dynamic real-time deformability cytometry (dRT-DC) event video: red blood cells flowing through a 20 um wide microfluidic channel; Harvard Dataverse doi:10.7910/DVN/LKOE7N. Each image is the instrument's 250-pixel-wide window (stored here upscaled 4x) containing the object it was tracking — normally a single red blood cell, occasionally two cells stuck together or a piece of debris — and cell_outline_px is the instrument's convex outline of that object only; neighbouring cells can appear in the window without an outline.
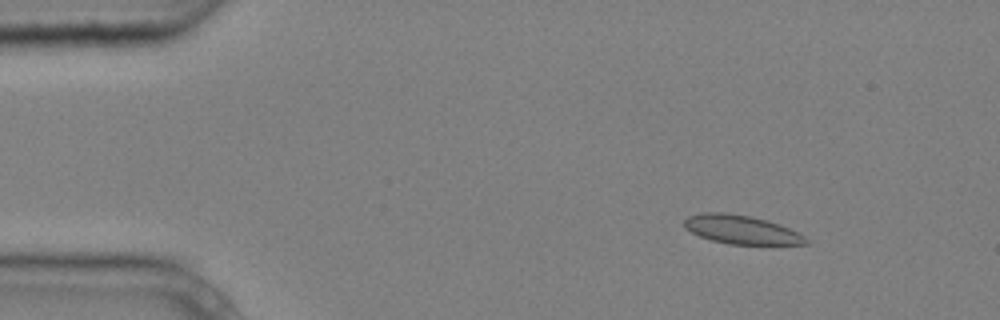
{"species": "common noctule bat (a hibernating species)", "species_latin": "Nyctalus noctula", "temperature_condition": "cold", "stored_images_in_passage": 7, "camera_frame_rate_fps": 3000, "um_per_image_px": 0.085, "animal": {"sex": "male", "body_mass_g": 20.4}, "frame": {"image": 1, "passage_image": 2, "time_ms": 0.333, "image_size_px": [1000, 320], "cell_outline_px": [[812, 244], [728, 244], [712, 240], [700, 236], [684, 228], [684, 220], [688, 216], [700, 212], [724, 212], [752, 216], [768, 220], [788, 228], [804, 236]], "centroid_in_image_um": [62.99, 19.5], "position_along_channel_um": 22.0, "area_um2": 20.35}}
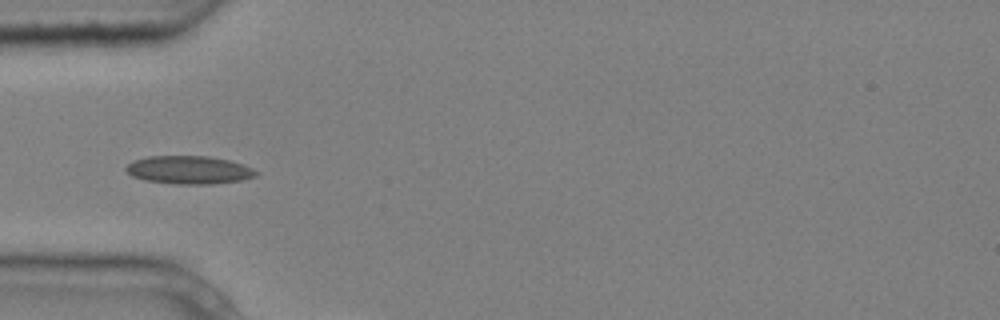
{"frame": {"image": 2, "passage_image": 5, "time_ms": 1.333, "image_size_px": [1000, 320], "cell_outline_px": [[260, 172], [256, 176], [240, 180], [212, 184], [176, 184], [144, 180], [132, 176], [124, 168], [132, 160], [148, 156], [208, 156], [228, 160], [244, 164]], "centroid_in_image_um": [16.06, 14.44], "position_along_channel_um": 68.9, "area_um2": 21.39}}